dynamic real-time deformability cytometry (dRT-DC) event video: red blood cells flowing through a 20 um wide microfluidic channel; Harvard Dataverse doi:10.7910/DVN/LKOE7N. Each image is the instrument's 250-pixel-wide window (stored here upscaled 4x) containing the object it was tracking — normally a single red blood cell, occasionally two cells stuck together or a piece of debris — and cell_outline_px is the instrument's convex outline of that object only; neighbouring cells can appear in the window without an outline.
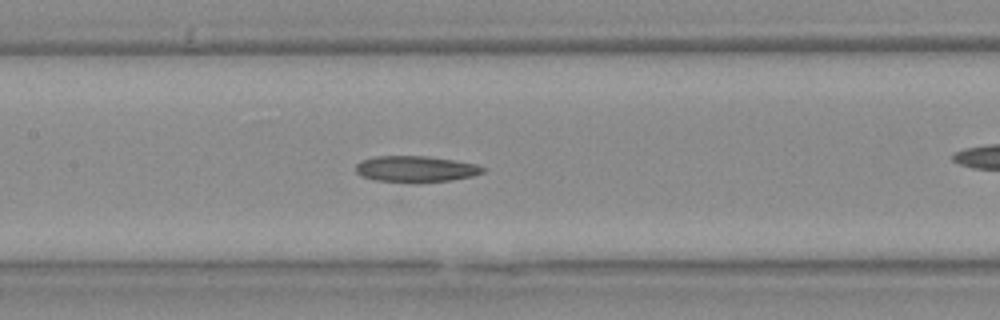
{"species": "Egyptian fruit bat (a non-hibernating species)", "species_latin": "Rousettus aegyptiacus", "temperature_condition": "warm", "stored_images_in_passage": 13, "camera_frame_rate_fps": 3000, "um_per_image_px": 0.085, "animal": {"sex": "female"}, "frame": {"image": 1, "passage_image": 10, "time_ms": 3.0, "image_size_px": [1000, 320], "cell_outline_px": [[488, 168], [484, 172], [472, 176], [452, 180], [416, 184], [376, 180], [360, 176], [356, 172], [356, 164], [360, 160], [376, 156], [424, 156], [452, 160], [476, 164]], "centroid_in_image_um": [35.33, 14.39], "position_along_channel_um": 172.1, "area_um2": 19.77}}